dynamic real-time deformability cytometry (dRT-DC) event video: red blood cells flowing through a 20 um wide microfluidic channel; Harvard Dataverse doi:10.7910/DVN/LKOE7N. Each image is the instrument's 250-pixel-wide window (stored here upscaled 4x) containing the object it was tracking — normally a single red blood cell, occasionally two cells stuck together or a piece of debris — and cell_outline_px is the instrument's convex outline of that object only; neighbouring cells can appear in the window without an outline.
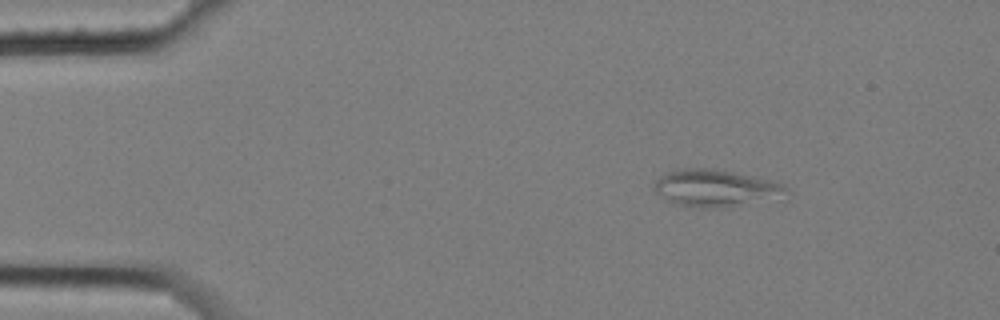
{"species": "common noctule bat (a hibernating species)", "species_latin": "Nyctalus noctula", "temperature_condition": "cold", "stored_images_in_passage": 8, "camera_frame_rate_fps": 3000, "um_per_image_px": 0.085, "animal": {"sex": "female", "body_mass_g": 25.1}, "frame": {"image": 1, "passage_image": 1, "time_ms": 0.0, "image_size_px": [1000, 320], "cell_outline_px": [[792, 192], [788, 200], [724, 208], [688, 208], [676, 204], [668, 200], [656, 192], [652, 188], [656, 180], [660, 176], [668, 172], [680, 168], [712, 168], [736, 172], [776, 180], [784, 184]], "centroid_in_image_um": [61.04, 16.03], "position_along_channel_um": 24.0, "area_um2": 30.29}}
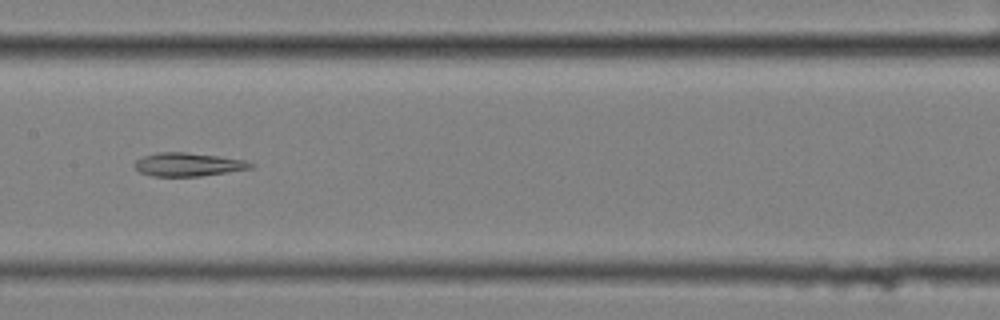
{"frame": {"image": 2, "passage_image": 7, "time_ms": 2.0, "image_size_px": [1000, 320], "cell_outline_px": [[252, 168], [200, 176], [152, 176], [140, 172], [132, 164], [136, 160], [144, 156], [160, 152], [184, 152], [216, 156], [244, 160], [252, 164]], "centroid_in_image_um": [15.93, 13.98], "position_along_channel_um": 191.5, "area_um2": 15.55}}
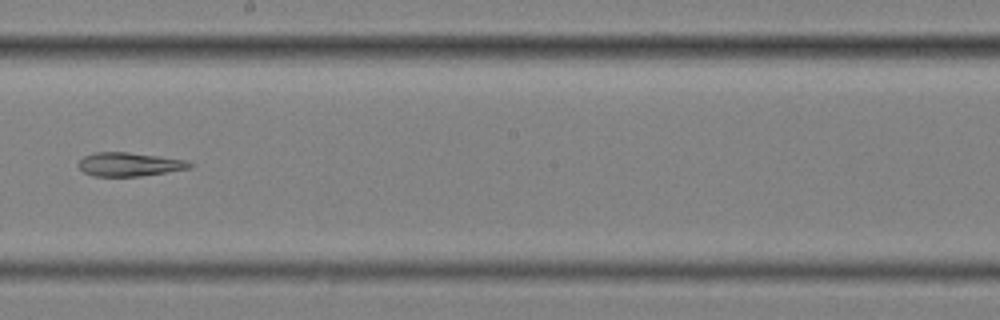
{"frame": {"image": 3, "passage_image": 8, "time_ms": 2.333, "image_size_px": [1000, 320], "cell_outline_px": [[196, 164], [192, 168], [140, 176], [92, 176], [84, 172], [76, 164], [84, 156], [96, 152], [128, 152], [188, 160]], "centroid_in_image_um": [11.03, 13.97], "position_along_channel_um": 237.2, "area_um2": 15.49}}